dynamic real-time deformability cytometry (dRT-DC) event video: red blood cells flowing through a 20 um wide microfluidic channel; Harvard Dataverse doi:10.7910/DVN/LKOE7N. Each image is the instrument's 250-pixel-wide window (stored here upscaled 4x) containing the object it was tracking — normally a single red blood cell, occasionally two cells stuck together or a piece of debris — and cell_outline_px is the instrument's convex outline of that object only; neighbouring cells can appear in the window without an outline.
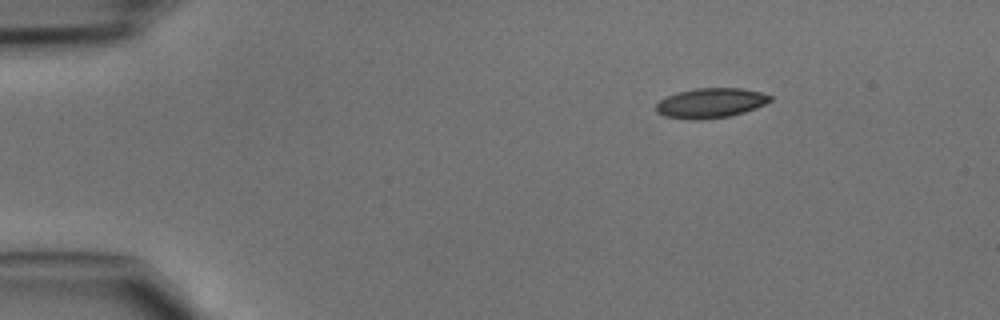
{"species": "common noctule bat (a hibernating species)", "species_latin": "Nyctalus noctula", "temperature_condition": "cold", "stored_images_in_passage": 40, "camera_frame_rate_fps": 3000, "um_per_image_px": 0.085, "animal": {"sex": "male", "body_mass_g": 15.6}, "frame": {"image": 1, "passage_image": 1, "time_ms": 0.0, "image_size_px": [1000, 320], "cell_outline_px": [[772, 100], [756, 108], [744, 112], [728, 116], [700, 120], [688, 120], [664, 116], [656, 112], [656, 104], [660, 100], [676, 92], [696, 88], [744, 88], [760, 92], [772, 96]], "centroid_in_image_um": [60.39, 8.76], "position_along_channel_um": 24.6, "area_um2": 19.94}}
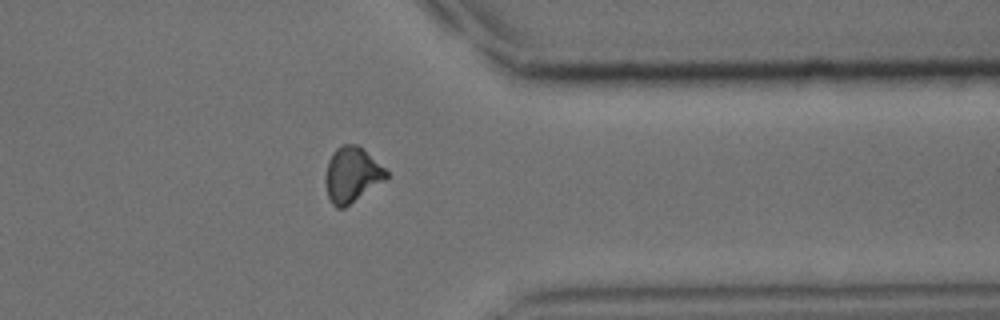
{"frame": {"image": 2, "passage_image": 31, "time_ms": 10.0, "image_size_px": [1000, 320], "cell_outline_px": [[388, 180], [344, 208], [336, 208], [332, 204], [328, 196], [324, 180], [324, 176], [328, 160], [332, 152], [336, 148], [344, 144], [356, 144], [364, 148], [388, 172]], "centroid_in_image_um": [29.92, 14.86], "position_along_channel_um": 381.5, "area_um2": 20.06}}
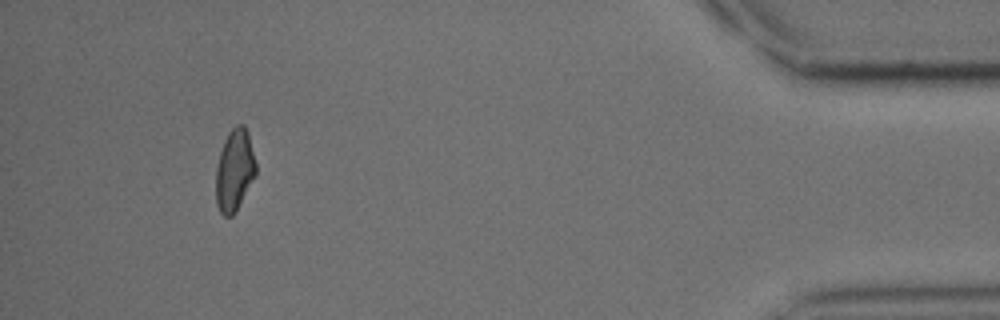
{"frame": {"image": 3, "passage_image": 37, "time_ms": 12.0, "image_size_px": [1000, 320], "cell_outline_px": [[256, 176], [232, 216], [224, 216], [220, 212], [216, 204], [216, 164], [224, 140], [228, 132], [236, 124], [244, 124], [248, 132], [256, 164]], "centroid_in_image_um": [19.93, 14.44], "position_along_channel_um": 415.3, "area_um2": 19.13}}